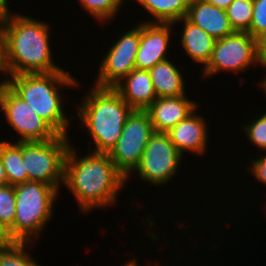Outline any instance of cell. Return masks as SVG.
I'll return each mask as SVG.
<instances>
[{"label":"cell","mask_w":266,"mask_h":266,"mask_svg":"<svg viewBox=\"0 0 266 266\" xmlns=\"http://www.w3.org/2000/svg\"><path fill=\"white\" fill-rule=\"evenodd\" d=\"M249 167L250 173L255 176L257 182L266 184V154L253 160Z\"/></svg>","instance_id":"4316f807"},{"label":"cell","mask_w":266,"mask_h":266,"mask_svg":"<svg viewBox=\"0 0 266 266\" xmlns=\"http://www.w3.org/2000/svg\"><path fill=\"white\" fill-rule=\"evenodd\" d=\"M246 131V136L248 137L249 142L253 145L256 144V147H259L265 151L266 149V113H263L261 117L251 121V123L243 126Z\"/></svg>","instance_id":"d4e9b609"},{"label":"cell","mask_w":266,"mask_h":266,"mask_svg":"<svg viewBox=\"0 0 266 266\" xmlns=\"http://www.w3.org/2000/svg\"><path fill=\"white\" fill-rule=\"evenodd\" d=\"M155 133L149 113L133 110L128 116L116 145L108 153L117 170L129 179L142 158L145 147Z\"/></svg>","instance_id":"52a82bcc"},{"label":"cell","mask_w":266,"mask_h":266,"mask_svg":"<svg viewBox=\"0 0 266 266\" xmlns=\"http://www.w3.org/2000/svg\"><path fill=\"white\" fill-rule=\"evenodd\" d=\"M32 243L16 242L13 246L0 250V266H40L29 256L26 248Z\"/></svg>","instance_id":"603a6c76"},{"label":"cell","mask_w":266,"mask_h":266,"mask_svg":"<svg viewBox=\"0 0 266 266\" xmlns=\"http://www.w3.org/2000/svg\"><path fill=\"white\" fill-rule=\"evenodd\" d=\"M75 152L70 145L62 185L72 191L79 209L85 213L114 204L127 180L117 170L108 153L93 152L80 158Z\"/></svg>","instance_id":"7a4b0ae2"},{"label":"cell","mask_w":266,"mask_h":266,"mask_svg":"<svg viewBox=\"0 0 266 266\" xmlns=\"http://www.w3.org/2000/svg\"><path fill=\"white\" fill-rule=\"evenodd\" d=\"M248 33L258 41L266 34V0H253L252 22Z\"/></svg>","instance_id":"484cf974"},{"label":"cell","mask_w":266,"mask_h":266,"mask_svg":"<svg viewBox=\"0 0 266 266\" xmlns=\"http://www.w3.org/2000/svg\"><path fill=\"white\" fill-rule=\"evenodd\" d=\"M184 22L181 44L185 53L197 63H202L204 67L208 64L216 39L204 31L201 27H198L194 23L190 22L186 17L174 22Z\"/></svg>","instance_id":"e0dca14e"},{"label":"cell","mask_w":266,"mask_h":266,"mask_svg":"<svg viewBox=\"0 0 266 266\" xmlns=\"http://www.w3.org/2000/svg\"><path fill=\"white\" fill-rule=\"evenodd\" d=\"M218 8L227 9L234 0H205Z\"/></svg>","instance_id":"f1b7e54d"},{"label":"cell","mask_w":266,"mask_h":266,"mask_svg":"<svg viewBox=\"0 0 266 266\" xmlns=\"http://www.w3.org/2000/svg\"><path fill=\"white\" fill-rule=\"evenodd\" d=\"M8 182H7V177H6V174H5V169H4V166H3V162H2V159L0 157V186H4V185H7Z\"/></svg>","instance_id":"4dcf8cb0"},{"label":"cell","mask_w":266,"mask_h":266,"mask_svg":"<svg viewBox=\"0 0 266 266\" xmlns=\"http://www.w3.org/2000/svg\"><path fill=\"white\" fill-rule=\"evenodd\" d=\"M262 67H266V61H262L260 64ZM265 79H262L263 81H261L260 83V87L264 89V92L266 93V76L264 77Z\"/></svg>","instance_id":"d6a6232c"},{"label":"cell","mask_w":266,"mask_h":266,"mask_svg":"<svg viewBox=\"0 0 266 266\" xmlns=\"http://www.w3.org/2000/svg\"><path fill=\"white\" fill-rule=\"evenodd\" d=\"M172 25L174 24L141 22L135 69L150 70L157 63L168 58L166 52L169 47Z\"/></svg>","instance_id":"7c38bea8"},{"label":"cell","mask_w":266,"mask_h":266,"mask_svg":"<svg viewBox=\"0 0 266 266\" xmlns=\"http://www.w3.org/2000/svg\"><path fill=\"white\" fill-rule=\"evenodd\" d=\"M154 17L148 23H174L186 17L191 0H135Z\"/></svg>","instance_id":"d6986e66"},{"label":"cell","mask_w":266,"mask_h":266,"mask_svg":"<svg viewBox=\"0 0 266 266\" xmlns=\"http://www.w3.org/2000/svg\"><path fill=\"white\" fill-rule=\"evenodd\" d=\"M0 157L8 184L17 185L28 181V173L22 160V142L1 141Z\"/></svg>","instance_id":"ffe728a7"},{"label":"cell","mask_w":266,"mask_h":266,"mask_svg":"<svg viewBox=\"0 0 266 266\" xmlns=\"http://www.w3.org/2000/svg\"><path fill=\"white\" fill-rule=\"evenodd\" d=\"M196 108L197 103L186 95L159 97L147 109L155 132H168L180 121L186 119Z\"/></svg>","instance_id":"4fadbf2b"},{"label":"cell","mask_w":266,"mask_h":266,"mask_svg":"<svg viewBox=\"0 0 266 266\" xmlns=\"http://www.w3.org/2000/svg\"><path fill=\"white\" fill-rule=\"evenodd\" d=\"M15 185L0 186V222L9 230L13 227L16 216Z\"/></svg>","instance_id":"cb8c5ba5"},{"label":"cell","mask_w":266,"mask_h":266,"mask_svg":"<svg viewBox=\"0 0 266 266\" xmlns=\"http://www.w3.org/2000/svg\"><path fill=\"white\" fill-rule=\"evenodd\" d=\"M186 18L215 39L224 38L235 32L230 25L226 10L205 0H191Z\"/></svg>","instance_id":"9a60e30c"},{"label":"cell","mask_w":266,"mask_h":266,"mask_svg":"<svg viewBox=\"0 0 266 266\" xmlns=\"http://www.w3.org/2000/svg\"><path fill=\"white\" fill-rule=\"evenodd\" d=\"M235 32H248L252 22L253 0H234L226 9Z\"/></svg>","instance_id":"44dd1931"},{"label":"cell","mask_w":266,"mask_h":266,"mask_svg":"<svg viewBox=\"0 0 266 266\" xmlns=\"http://www.w3.org/2000/svg\"><path fill=\"white\" fill-rule=\"evenodd\" d=\"M78 108V117L93 139L95 153H109L116 145L133 109L113 87L91 88Z\"/></svg>","instance_id":"3957f363"},{"label":"cell","mask_w":266,"mask_h":266,"mask_svg":"<svg viewBox=\"0 0 266 266\" xmlns=\"http://www.w3.org/2000/svg\"><path fill=\"white\" fill-rule=\"evenodd\" d=\"M58 193V189L40 181L15 185L16 216L13 227L9 230L15 242L34 243V239L39 237L53 215V205Z\"/></svg>","instance_id":"5b68a950"},{"label":"cell","mask_w":266,"mask_h":266,"mask_svg":"<svg viewBox=\"0 0 266 266\" xmlns=\"http://www.w3.org/2000/svg\"><path fill=\"white\" fill-rule=\"evenodd\" d=\"M149 73L157 98L186 95L183 75L170 60L157 63Z\"/></svg>","instance_id":"ac0fdd59"},{"label":"cell","mask_w":266,"mask_h":266,"mask_svg":"<svg viewBox=\"0 0 266 266\" xmlns=\"http://www.w3.org/2000/svg\"><path fill=\"white\" fill-rule=\"evenodd\" d=\"M0 5L6 9L8 8V1L7 0H0Z\"/></svg>","instance_id":"e575fe53"},{"label":"cell","mask_w":266,"mask_h":266,"mask_svg":"<svg viewBox=\"0 0 266 266\" xmlns=\"http://www.w3.org/2000/svg\"><path fill=\"white\" fill-rule=\"evenodd\" d=\"M3 11H4V8L0 5V21H1V18H2Z\"/></svg>","instance_id":"d590c367"},{"label":"cell","mask_w":266,"mask_h":266,"mask_svg":"<svg viewBox=\"0 0 266 266\" xmlns=\"http://www.w3.org/2000/svg\"><path fill=\"white\" fill-rule=\"evenodd\" d=\"M259 53L262 61H266V34L259 40Z\"/></svg>","instance_id":"f546056e"},{"label":"cell","mask_w":266,"mask_h":266,"mask_svg":"<svg viewBox=\"0 0 266 266\" xmlns=\"http://www.w3.org/2000/svg\"><path fill=\"white\" fill-rule=\"evenodd\" d=\"M5 83L59 135L67 136L70 121L63 111L58 88L78 86L71 74L62 69L46 74L11 75Z\"/></svg>","instance_id":"277c9868"},{"label":"cell","mask_w":266,"mask_h":266,"mask_svg":"<svg viewBox=\"0 0 266 266\" xmlns=\"http://www.w3.org/2000/svg\"><path fill=\"white\" fill-rule=\"evenodd\" d=\"M183 155L171 142L169 135L155 132L149 139L138 167V176L152 184L167 185L179 170Z\"/></svg>","instance_id":"30bf717a"},{"label":"cell","mask_w":266,"mask_h":266,"mask_svg":"<svg viewBox=\"0 0 266 266\" xmlns=\"http://www.w3.org/2000/svg\"><path fill=\"white\" fill-rule=\"evenodd\" d=\"M20 134L18 142L48 141L59 134L5 82L0 86V112Z\"/></svg>","instance_id":"9c48e42d"},{"label":"cell","mask_w":266,"mask_h":266,"mask_svg":"<svg viewBox=\"0 0 266 266\" xmlns=\"http://www.w3.org/2000/svg\"><path fill=\"white\" fill-rule=\"evenodd\" d=\"M68 138L58 135L48 141L22 142V160L28 181H40L60 189L64 183L67 152L72 145Z\"/></svg>","instance_id":"8992f818"},{"label":"cell","mask_w":266,"mask_h":266,"mask_svg":"<svg viewBox=\"0 0 266 266\" xmlns=\"http://www.w3.org/2000/svg\"><path fill=\"white\" fill-rule=\"evenodd\" d=\"M48 23L4 9L0 21L3 35L5 75L46 74L62 70L52 61Z\"/></svg>","instance_id":"6da1fadb"},{"label":"cell","mask_w":266,"mask_h":266,"mask_svg":"<svg viewBox=\"0 0 266 266\" xmlns=\"http://www.w3.org/2000/svg\"><path fill=\"white\" fill-rule=\"evenodd\" d=\"M195 113L196 110L166 132L171 142L182 155L185 152H194V154L202 155L206 151L208 139L207 123L202 116Z\"/></svg>","instance_id":"5bb4252c"},{"label":"cell","mask_w":266,"mask_h":266,"mask_svg":"<svg viewBox=\"0 0 266 266\" xmlns=\"http://www.w3.org/2000/svg\"><path fill=\"white\" fill-rule=\"evenodd\" d=\"M114 88L133 110H146L157 99L149 70H132Z\"/></svg>","instance_id":"2e32d148"},{"label":"cell","mask_w":266,"mask_h":266,"mask_svg":"<svg viewBox=\"0 0 266 266\" xmlns=\"http://www.w3.org/2000/svg\"><path fill=\"white\" fill-rule=\"evenodd\" d=\"M261 62L259 41L248 32H234L216 39L211 58L203 67V75L207 78L223 70L236 73Z\"/></svg>","instance_id":"ba28073f"},{"label":"cell","mask_w":266,"mask_h":266,"mask_svg":"<svg viewBox=\"0 0 266 266\" xmlns=\"http://www.w3.org/2000/svg\"><path fill=\"white\" fill-rule=\"evenodd\" d=\"M0 72L5 74L4 64H3V35L0 28Z\"/></svg>","instance_id":"1f68e13d"},{"label":"cell","mask_w":266,"mask_h":266,"mask_svg":"<svg viewBox=\"0 0 266 266\" xmlns=\"http://www.w3.org/2000/svg\"><path fill=\"white\" fill-rule=\"evenodd\" d=\"M138 264L136 263V260H129L125 265L123 266H137Z\"/></svg>","instance_id":"836d02e7"},{"label":"cell","mask_w":266,"mask_h":266,"mask_svg":"<svg viewBox=\"0 0 266 266\" xmlns=\"http://www.w3.org/2000/svg\"><path fill=\"white\" fill-rule=\"evenodd\" d=\"M16 242L10 236L9 229L0 222V250L13 246Z\"/></svg>","instance_id":"83f0119b"},{"label":"cell","mask_w":266,"mask_h":266,"mask_svg":"<svg viewBox=\"0 0 266 266\" xmlns=\"http://www.w3.org/2000/svg\"><path fill=\"white\" fill-rule=\"evenodd\" d=\"M83 9L92 15L98 22L114 19L124 0H79Z\"/></svg>","instance_id":"7402d4cb"},{"label":"cell","mask_w":266,"mask_h":266,"mask_svg":"<svg viewBox=\"0 0 266 266\" xmlns=\"http://www.w3.org/2000/svg\"><path fill=\"white\" fill-rule=\"evenodd\" d=\"M140 42V24L132 28L116 41L109 49L96 79L95 86L115 87L132 70Z\"/></svg>","instance_id":"8fae6325"}]
</instances>
